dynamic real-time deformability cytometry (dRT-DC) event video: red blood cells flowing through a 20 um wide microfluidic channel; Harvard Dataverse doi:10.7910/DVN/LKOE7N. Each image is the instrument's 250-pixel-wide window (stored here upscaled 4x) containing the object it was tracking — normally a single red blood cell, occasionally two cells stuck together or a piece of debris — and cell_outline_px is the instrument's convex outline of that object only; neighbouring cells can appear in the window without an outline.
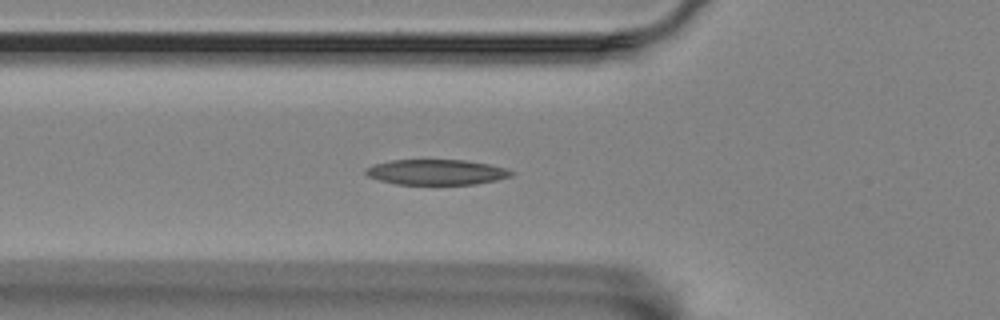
{"species": "Egyptian fruit bat (a non-hibernating species)", "species_latin": "Rousettus aegyptiacus", "temperature_condition": "room temperature", "stored_images_in_passage": 46, "segment_of_instrument_passage": [1, 2], "camera_frame_rate_fps": 3000, "um_per_image_px": 0.085, "animal": {"sex": "female"}, "frame": {"image": 1, "passage_image": 7, "time_ms": 2.0, "image_size_px": [1000, 320], "cell_outline_px": [[516, 172], [512, 176], [496, 180], [476, 184], [396, 184], [380, 180], [368, 176], [364, 172], [364, 168], [376, 164], [392, 160], [464, 160], [488, 164], [504, 168]], "centroid_in_image_um": [37.1, 14.63], "position_along_channel_um": 88.7, "area_um2": 21.39}}
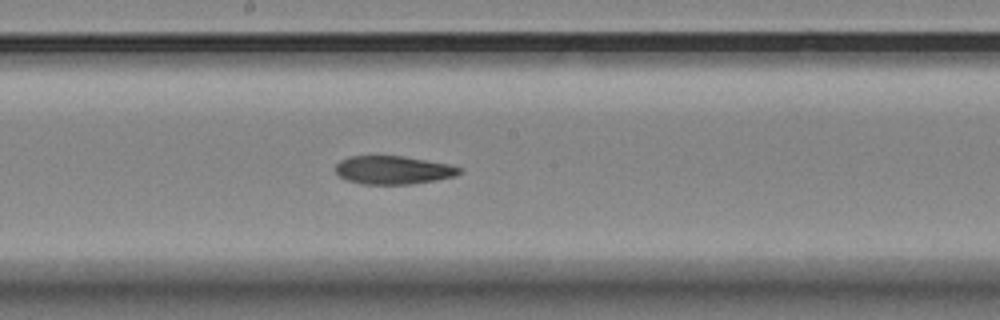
{"frame": {"image": 2, "passage_image": 18, "time_ms": 5.667, "image_size_px": [1000, 320], "cell_outline_px": [[464, 172], [456, 176], [436, 180], [408, 184], [360, 184], [348, 180], [340, 176], [336, 172], [336, 164], [340, 160], [348, 156], [404, 156], [448, 164], [464, 168]], "centroid_in_image_um": [33.46, 14.45], "position_along_channel_um": 214.7, "area_um2": 20.52}}
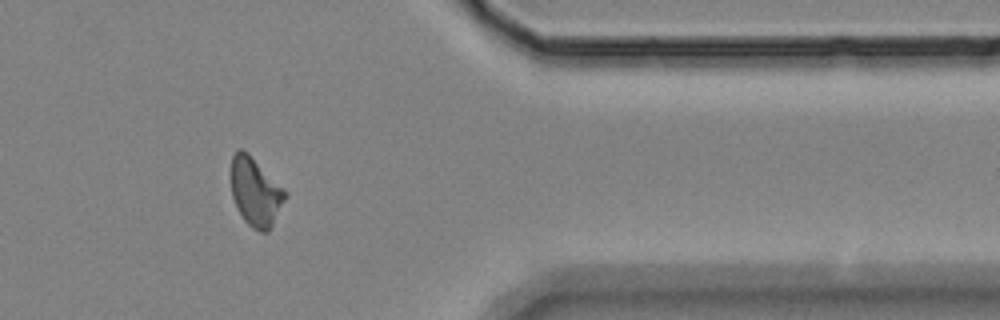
{"frame": {"image": 3, "passage_image": 35, "time_ms": 11.333, "image_size_px": [1000, 320], "cell_outline_px": [[288, 196], [268, 232], [260, 232], [252, 228], [244, 220], [232, 196], [232, 156], [240, 148], [248, 152], [288, 192]], "centroid_in_image_um": [21.75, 16.32], "position_along_channel_um": 389.6, "area_um2": 21.44}}